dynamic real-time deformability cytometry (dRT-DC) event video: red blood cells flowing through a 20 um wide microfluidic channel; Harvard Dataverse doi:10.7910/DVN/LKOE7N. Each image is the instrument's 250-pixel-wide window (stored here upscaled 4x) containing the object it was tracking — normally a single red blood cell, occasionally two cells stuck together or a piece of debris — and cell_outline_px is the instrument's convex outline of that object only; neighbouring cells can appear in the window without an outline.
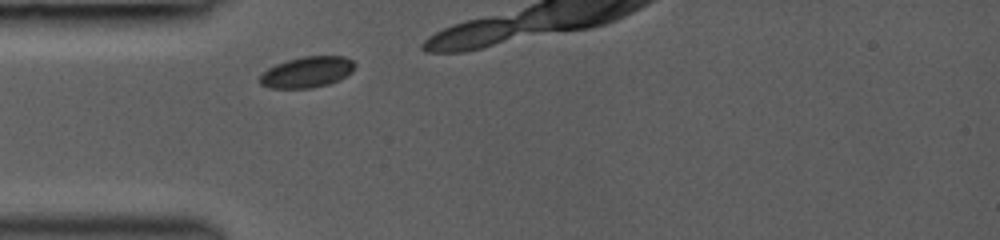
{"species": "common noctule bat (a hibernating species)", "species_latin": "Nyctalus noctula", "temperature_condition": "room temperature", "stored_images_in_passage": 2, "camera_frame_rate_fps": 3000, "um_per_image_px": 0.085, "animal": {"sex": "female", "body_mass_g": 19.0, "forearm_length_mm": 53.3}, "frame": {"image": 1, "passage_image": 1, "time_ms": 0.0, "image_size_px": [1000, 240], "cell_outline_px": [[356, 64], [352, 72], [332, 84], [312, 88], [268, 88], [260, 84], [260, 76], [268, 68], [276, 64], [288, 60], [304, 56], [344, 56], [352, 60]], "centroid_in_image_um": [26.12, 6.14], "position_along_channel_um": 58.9, "area_um2": 17.22}}